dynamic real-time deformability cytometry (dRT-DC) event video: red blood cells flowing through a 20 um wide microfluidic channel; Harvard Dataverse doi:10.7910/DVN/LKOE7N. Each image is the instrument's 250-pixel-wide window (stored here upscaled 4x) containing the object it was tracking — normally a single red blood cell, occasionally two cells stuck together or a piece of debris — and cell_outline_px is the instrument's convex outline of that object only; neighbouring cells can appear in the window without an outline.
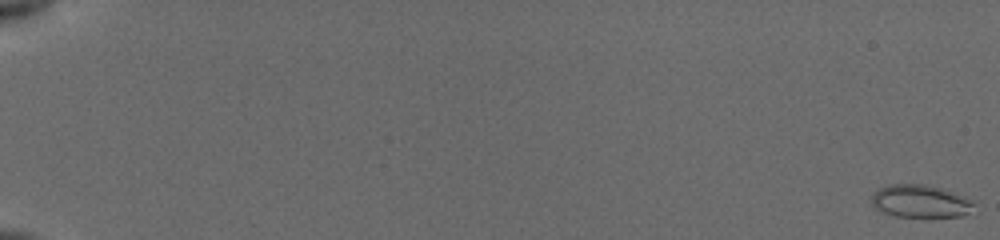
{"species": "common noctule bat (a hibernating species)", "species_latin": "Nyctalus noctula", "temperature_condition": "cold", "stored_images_in_passage": 39, "camera_frame_rate_fps": 3000, "um_per_image_px": 0.085, "animal": {"sex": "female", "body_mass_g": 19.5, "forearm_length_mm": 54.1}, "frame": {"image": 1, "passage_image": 1, "time_ms": 0.0, "image_size_px": [1000, 240], "cell_outline_px": [[976, 204], [968, 212], [960, 216], [896, 216], [884, 212], [876, 208], [872, 204], [872, 192], [880, 188], [892, 184], [924, 184], [940, 188], [972, 200]], "centroid_in_image_um": [78.2, 17.09], "position_along_channel_um": 6.8, "area_um2": 19.07}}
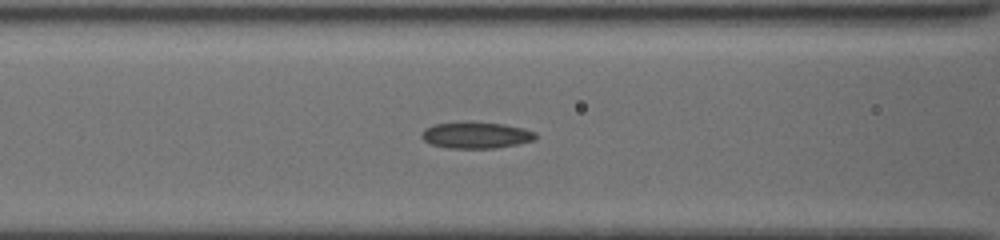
{"frame": {"image": 2, "passage_image": 27, "time_ms": 8.667, "image_size_px": [1000, 240], "cell_outline_px": [[536, 140], [496, 148], [448, 148], [432, 144], [424, 140], [420, 136], [420, 132], [424, 128], [432, 124], [464, 120], [468, 120], [504, 124], [524, 128], [536, 132]], "centroid_in_image_um": [40.43, 11.45], "position_along_channel_um": 126.2, "area_um2": 18.09}}
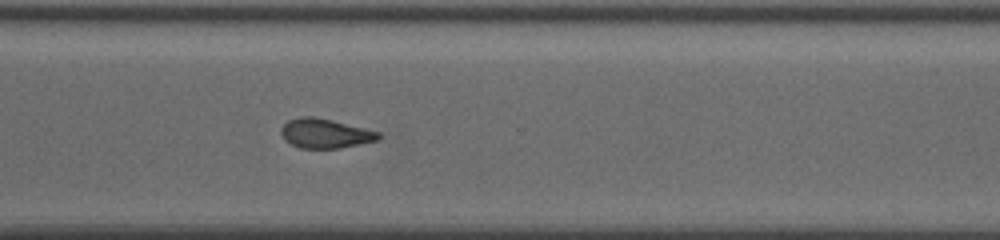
{"frame": {"image": 3, "passage_image": 39, "time_ms": 14.333, "image_size_px": [1000, 240], "cell_outline_px": [[380, 136], [376, 140], [340, 148], [300, 148], [284, 140], [280, 132], [280, 128], [288, 120], [300, 116], [312, 116], [332, 120], [380, 132]], "centroid_in_image_um": [27.58, 11.33], "position_along_channel_um": 343.0, "area_um2": 16.59}}